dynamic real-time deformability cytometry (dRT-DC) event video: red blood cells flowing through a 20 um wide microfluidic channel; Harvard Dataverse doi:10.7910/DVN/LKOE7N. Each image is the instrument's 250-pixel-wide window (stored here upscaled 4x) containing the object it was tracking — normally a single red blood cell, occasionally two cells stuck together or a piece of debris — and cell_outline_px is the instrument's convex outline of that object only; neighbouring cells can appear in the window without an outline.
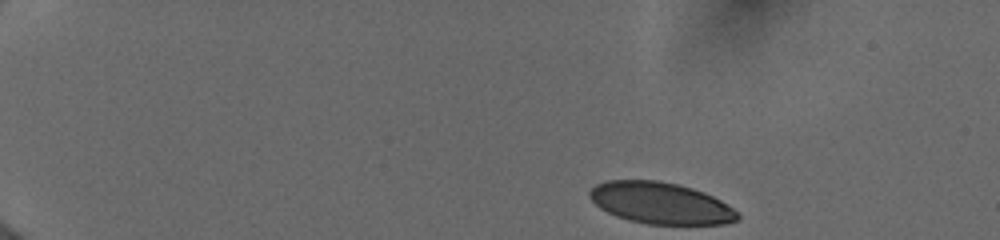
{"species": "human", "species_latin": "Homo sapiens", "temperature_condition": "cold", "stored_images_in_passage": 45, "camera_frame_rate_fps": 3000, "um_per_image_px": 0.085, "donor": {"sex": "female"}, "frame": {"image": 1, "passage_image": 1, "time_ms": 0.0, "image_size_px": [1000, 240], "cell_outline_px": [[740, 220], [724, 224], [648, 224], [628, 220], [616, 216], [600, 208], [588, 196], [588, 192], [596, 184], [604, 180], [656, 180], [676, 184], [692, 188], [704, 192], [720, 200], [740, 212]], "centroid_in_image_um": [56.16, 17.26], "position_along_channel_um": 28.8, "area_um2": 35.95}}
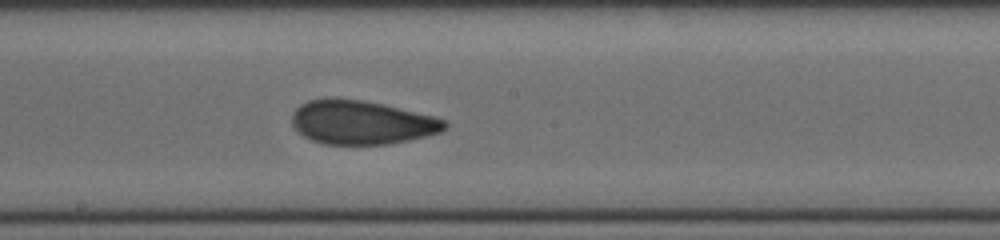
{"frame": {"image": 2, "passage_image": 24, "time_ms": 7.667, "image_size_px": [1000, 240], "cell_outline_px": [[448, 128], [440, 132], [408, 140], [388, 144], [324, 144], [312, 140], [296, 132], [292, 124], [292, 112], [300, 104], [308, 100], [360, 100], [380, 104], [432, 116], [444, 120], [448, 124]], "centroid_in_image_um": [30.71, 10.43], "position_along_channel_um": 217.5, "area_um2": 38.26}}
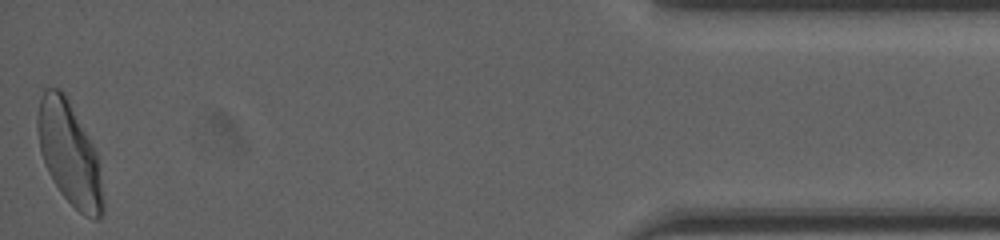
{"frame": {"image": 3, "passage_image": 45, "time_ms": 14.667, "image_size_px": [1000, 240], "cell_outline_px": [[104, 212], [100, 220], [92, 220], [84, 216], [60, 192], [48, 172], [44, 164], [40, 152], [36, 128], [36, 116], [40, 100], [44, 88], [60, 88], [64, 92], [92, 144], [96, 152], [104, 200]], "centroid_in_image_um": [5.88, 13.08], "position_along_channel_um": 429.3, "area_um2": 39.25}, "authors_computed_cell_mechanics": {"area_um2": 38.6104, "velocity_mm_per_s": 3.9814, "shape_relaxation_time_tau1_ms": 4.5012, "shape_relaxation_time_tau2_ms": 1.0359, "deformation_change_tau1": 0.1633, "deformation_change_tau2": 0.063}}